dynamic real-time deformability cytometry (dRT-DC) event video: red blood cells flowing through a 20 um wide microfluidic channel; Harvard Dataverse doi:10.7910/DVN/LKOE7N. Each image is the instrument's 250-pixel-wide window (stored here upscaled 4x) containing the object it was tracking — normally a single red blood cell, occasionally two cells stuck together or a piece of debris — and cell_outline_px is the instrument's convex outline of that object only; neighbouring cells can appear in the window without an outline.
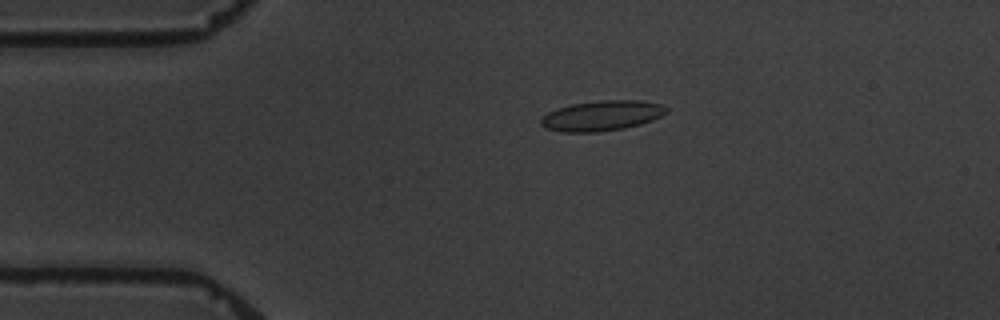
{"species": "common noctule bat (a hibernating species)", "species_latin": "Nyctalus noctula", "temperature_condition": "warm", "stored_images_in_passage": 5, "camera_frame_rate_fps": 3000, "um_per_image_px": 0.085, "animal": {"sex": "male", "body_mass_g": 19.5, "forearm_length_mm": 54.6}, "frame": {"image": 1, "passage_image": 3, "time_ms": 3.333, "image_size_px": [1000, 320], "cell_outline_px": [[668, 112], [652, 120], [640, 124], [624, 128], [596, 132], [564, 132], [544, 128], [540, 124], [540, 120], [548, 112], [572, 104], [600, 100], [640, 100], [660, 104], [668, 108]], "centroid_in_image_um": [51.16, 9.83], "position_along_channel_um": 33.8, "area_um2": 21.96}}
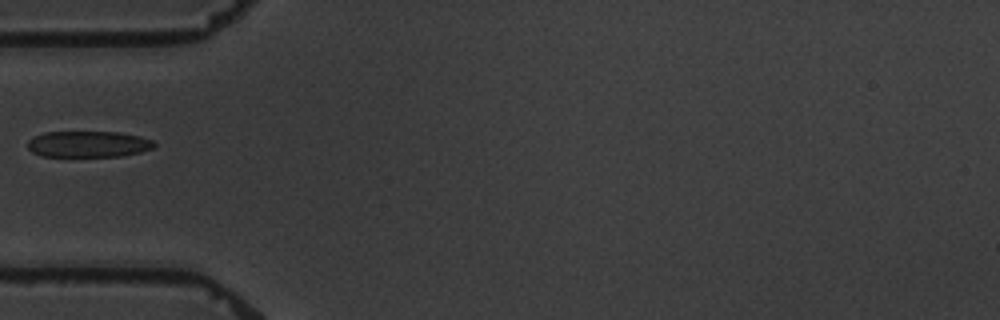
{"frame": {"image": 2, "passage_image": 5, "time_ms": 5.667, "image_size_px": [1000, 320], "cell_outline_px": [[156, 144], [152, 148], [140, 152], [120, 156], [40, 156], [32, 152], [28, 148], [28, 140], [32, 136], [44, 132], [120, 132], [140, 136], [152, 140]], "centroid_in_image_um": [7.47, 12.24], "position_along_channel_um": 77.5, "area_um2": 19.36}}